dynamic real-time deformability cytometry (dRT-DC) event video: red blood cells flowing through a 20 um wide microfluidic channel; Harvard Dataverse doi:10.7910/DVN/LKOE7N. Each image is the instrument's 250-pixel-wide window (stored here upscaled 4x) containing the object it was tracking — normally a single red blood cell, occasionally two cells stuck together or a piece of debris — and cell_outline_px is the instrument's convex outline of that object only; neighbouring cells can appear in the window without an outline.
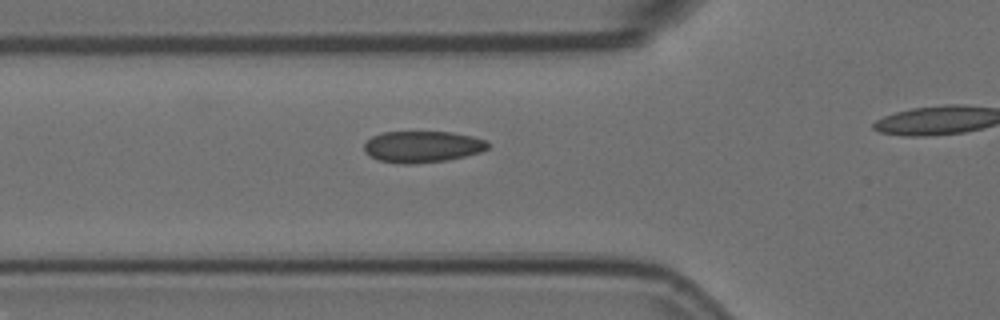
{"species": "Egyptian fruit bat (a non-hibernating species)", "species_latin": "Rousettus aegyptiacus", "temperature_condition": "room temperature", "stored_images_in_passage": 14, "camera_frame_rate_fps": 3000, "um_per_image_px": 0.085, "animal": {"sex": "female"}, "frame": {"image": 1, "passage_image": 4, "time_ms": 1.0, "image_size_px": [1000, 320], "cell_outline_px": [[488, 148], [480, 152], [464, 156], [444, 160], [416, 164], [404, 164], [380, 160], [368, 156], [364, 152], [364, 144], [372, 136], [384, 132], [452, 132], [472, 136], [484, 140], [488, 144]], "centroid_in_image_um": [35.86, 12.47], "position_along_channel_um": 89.9, "area_um2": 22.54}}
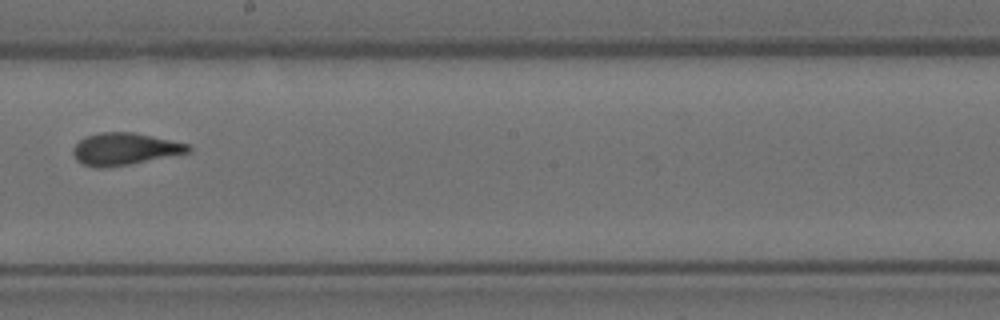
{"frame": {"image": 2, "passage_image": 8, "time_ms": 2.333, "image_size_px": [1000, 320], "cell_outline_px": [[192, 148], [188, 152], [128, 164], [104, 168], [96, 168], [84, 164], [76, 160], [72, 152], [72, 148], [80, 140], [88, 136], [100, 132], [132, 132], [188, 144]], "centroid_in_image_um": [10.54, 12.66], "position_along_channel_um": 237.7, "area_um2": 21.1}}
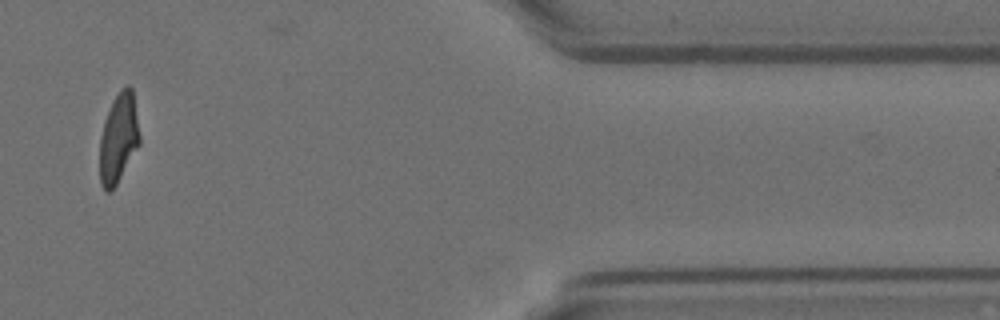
{"frame": {"image": 3, "passage_image": 13, "time_ms": 4.0, "image_size_px": [1000, 320], "cell_outline_px": [[140, 144], [116, 184], [108, 192], [100, 184], [100, 136], [108, 112], [120, 88], [128, 84], [132, 88], [140, 136]], "centroid_in_image_um": [10.09, 11.73], "position_along_channel_um": 401.3, "area_um2": 20.4}}